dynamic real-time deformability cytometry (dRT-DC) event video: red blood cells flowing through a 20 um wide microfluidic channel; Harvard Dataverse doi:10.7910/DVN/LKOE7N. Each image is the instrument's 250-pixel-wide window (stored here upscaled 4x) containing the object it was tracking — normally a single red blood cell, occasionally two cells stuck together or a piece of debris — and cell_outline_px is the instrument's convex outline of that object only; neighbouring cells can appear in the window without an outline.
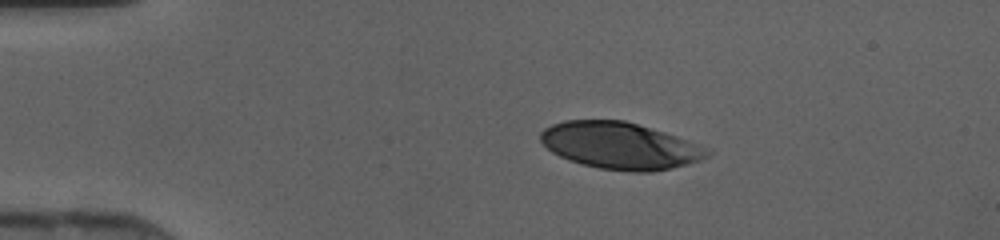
{"species": "human", "species_latin": "Homo sapiens", "temperature_condition": "cold", "stored_images_in_passage": 38, "camera_frame_rate_fps": 3000, "um_per_image_px": 0.085, "donor": {"sex": "female"}, "frame": {"image": 1, "passage_image": 1, "time_ms": 0.0, "image_size_px": [1000, 240], "cell_outline_px": [[712, 152], [708, 156], [700, 160], [672, 168], [652, 172], [632, 172], [600, 168], [580, 164], [568, 160], [552, 152], [540, 140], [540, 132], [544, 128], [552, 124], [564, 120], [624, 120], [664, 132], [712, 148]], "centroid_in_image_um": [52.72, 12.38], "position_along_channel_um": 32.3, "area_um2": 45.6}}
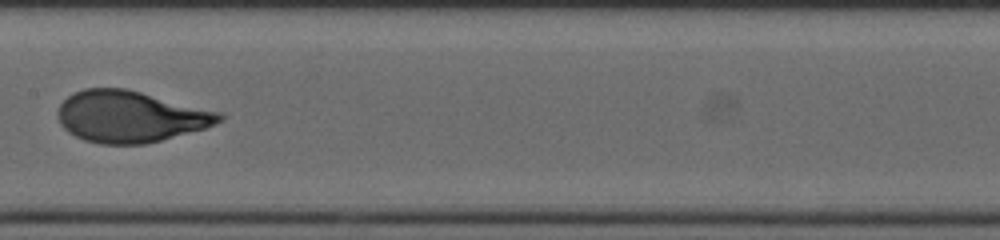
{"frame": {"image": 2, "passage_image": 16, "time_ms": 5.0, "image_size_px": [1000, 240], "cell_outline_px": [[224, 120], [216, 124], [204, 128], [160, 140], [144, 144], [100, 144], [84, 140], [68, 132], [60, 124], [56, 112], [60, 104], [68, 96], [84, 88], [124, 88], [220, 112], [224, 116]], "centroid_in_image_um": [11.04, 9.91], "position_along_channel_um": 196.4, "area_um2": 48.09}}
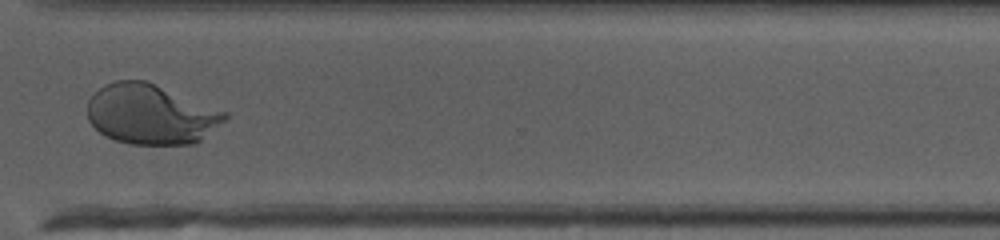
{"frame": {"image": 3, "passage_image": 27, "time_ms": 8.667, "image_size_px": [1000, 240], "cell_outline_px": [[228, 116], [224, 120], [200, 140], [192, 144], [128, 144], [104, 136], [88, 120], [88, 100], [104, 84], [116, 80], [144, 80], [228, 112]], "centroid_in_image_um": [12.8, 9.71], "position_along_channel_um": 357.8, "area_um2": 47.63}}